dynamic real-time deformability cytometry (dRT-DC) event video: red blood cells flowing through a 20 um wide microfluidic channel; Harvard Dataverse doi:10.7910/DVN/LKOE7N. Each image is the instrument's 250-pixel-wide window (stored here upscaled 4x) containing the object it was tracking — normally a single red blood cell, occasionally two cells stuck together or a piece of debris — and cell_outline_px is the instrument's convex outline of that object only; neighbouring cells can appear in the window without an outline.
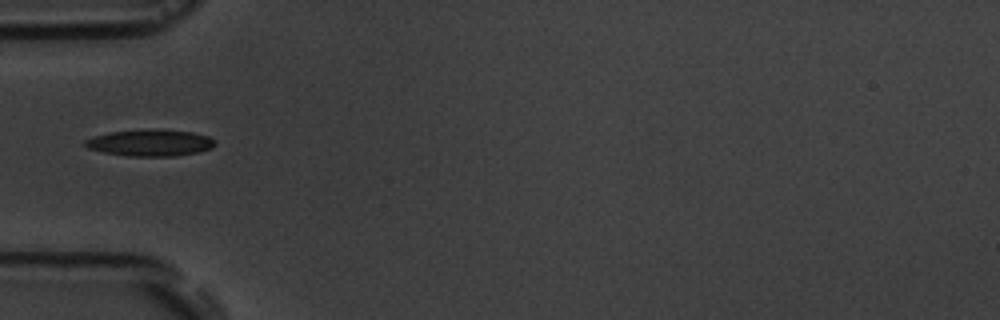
{"species": "common noctule bat (a hibernating species)", "species_latin": "Nyctalus noctula", "temperature_condition": "room temperature", "stored_images_in_passage": 1, "camera_frame_rate_fps": 3000, "um_per_image_px": 0.085, "animal": {"sex": "male", "body_mass_g": 19.5, "forearm_length_mm": 54.6}, "frame": {"image": 1, "passage_image": 1, "time_ms": 0.0, "image_size_px": [1000, 320], "cell_outline_px": [[216, 144], [212, 148], [200, 152], [176, 156], [128, 156], [104, 152], [88, 148], [84, 144], [84, 140], [108, 132], [192, 132], [208, 136], [216, 140]], "centroid_in_image_um": [12.81, 12.19], "position_along_channel_um": 72.2, "area_um2": 19.13}}